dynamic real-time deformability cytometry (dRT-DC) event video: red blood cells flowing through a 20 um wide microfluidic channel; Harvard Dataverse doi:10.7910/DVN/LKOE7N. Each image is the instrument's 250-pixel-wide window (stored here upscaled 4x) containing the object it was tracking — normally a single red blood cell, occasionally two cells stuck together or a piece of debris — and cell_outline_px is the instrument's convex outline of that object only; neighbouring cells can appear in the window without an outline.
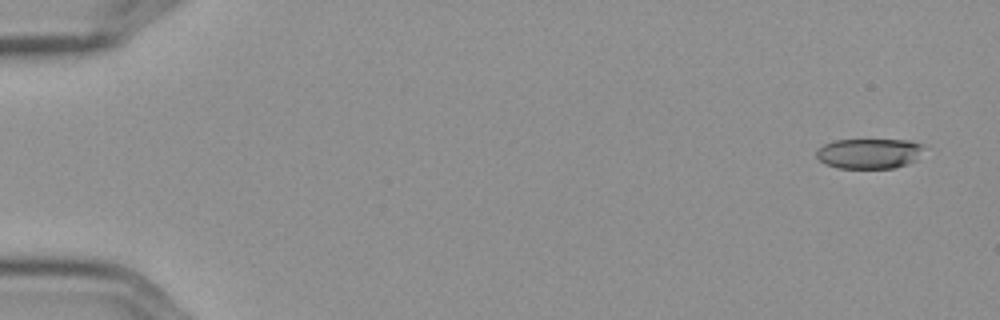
{"species": "Egyptian fruit bat (a non-hibernating species)", "species_latin": "Rousettus aegyptiacus", "temperature_condition": "cold", "stored_images_in_passage": 6, "segment_of_instrument_passage": [1, 2], "camera_frame_rate_fps": 3000, "um_per_image_px": 0.085, "frame": {"image": 1, "passage_image": 1, "time_ms": 0.0, "image_size_px": [1000, 320], "cell_outline_px": [[928, 148], [916, 160], [908, 164], [896, 168], [836, 168], [824, 164], [816, 156], [816, 152], [824, 144], [836, 140], [912, 140], [924, 144]], "centroid_in_image_um": [73.97, 13.05], "position_along_channel_um": 11.0, "area_um2": 19.31}}